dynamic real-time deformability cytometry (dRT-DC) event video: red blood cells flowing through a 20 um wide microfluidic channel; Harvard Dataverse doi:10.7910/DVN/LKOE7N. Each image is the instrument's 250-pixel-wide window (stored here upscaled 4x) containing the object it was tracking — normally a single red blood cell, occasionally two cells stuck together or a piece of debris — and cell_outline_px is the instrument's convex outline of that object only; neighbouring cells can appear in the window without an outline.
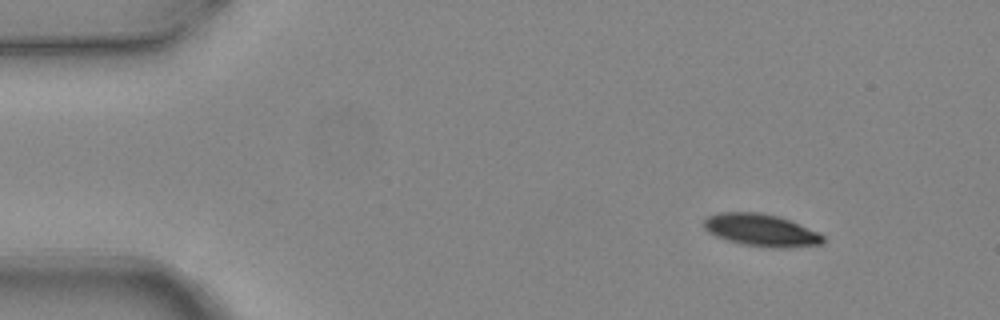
{"species": "common noctule bat (a hibernating species)", "species_latin": "Nyctalus noctula", "temperature_condition": "warm", "stored_images_in_passage": 7, "camera_frame_rate_fps": 3000, "um_per_image_px": 0.085, "animal": {"sex": "female", "body_mass_g": 24.6, "forearm_length_mm": 56.2}, "frame": {"image": 1, "passage_image": 1, "time_ms": 0.0, "image_size_px": [1000, 320], "cell_outline_px": [[824, 244], [788, 248], [772, 248], [740, 244], [716, 236], [708, 232], [704, 228], [704, 220], [708, 216], [720, 212], [760, 212], [780, 216], [820, 232], [824, 236]], "centroid_in_image_um": [64.74, 19.57], "position_along_channel_um": 20.3, "area_um2": 22.77}}
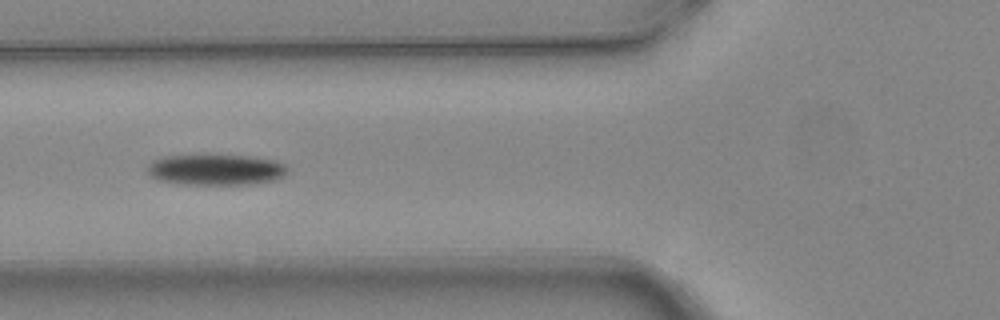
{"frame": {"image": 2, "passage_image": 5, "time_ms": 1.333, "image_size_px": [1000, 320], "cell_outline_px": [[288, 168], [284, 176], [276, 180], [248, 184], [184, 184], [156, 180], [148, 176], [148, 164], [152, 160], [164, 156], [248, 156], [272, 160], [284, 164]], "centroid_in_image_um": [18.31, 14.44], "position_along_channel_um": 107.5, "area_um2": 24.97}}
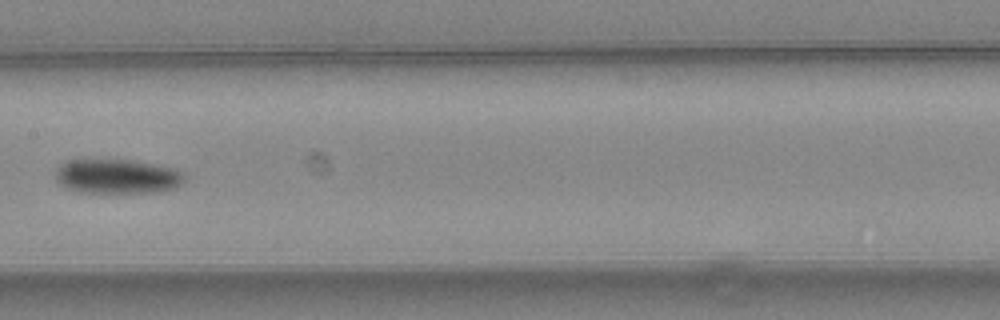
{"frame": {"image": 3, "passage_image": 7, "time_ms": 2.0, "image_size_px": [1000, 320], "cell_outline_px": [[188, 176], [176, 188], [160, 192], [76, 192], [60, 184], [56, 180], [56, 172], [60, 164], [68, 160], [128, 160], [152, 164], [172, 168], [184, 172]], "centroid_in_image_um": [9.99, 15.0], "position_along_channel_um": 197.4, "area_um2": 25.84}}